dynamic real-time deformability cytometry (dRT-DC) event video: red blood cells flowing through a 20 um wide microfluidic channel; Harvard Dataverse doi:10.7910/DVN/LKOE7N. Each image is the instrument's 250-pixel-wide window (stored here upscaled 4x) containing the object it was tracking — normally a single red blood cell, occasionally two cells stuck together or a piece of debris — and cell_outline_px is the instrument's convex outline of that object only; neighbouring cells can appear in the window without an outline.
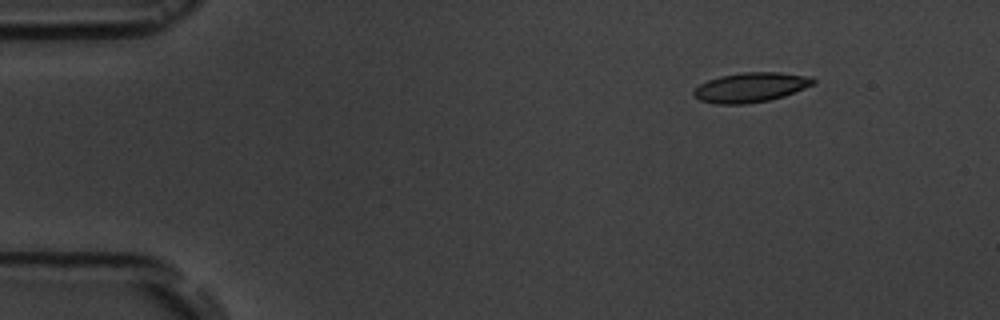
{"species": "common noctule bat (a hibernating species)", "species_latin": "Nyctalus noctula", "temperature_condition": "room temperature", "stored_images_in_passage": 8, "camera_frame_rate_fps": 3000, "um_per_image_px": 0.085, "animal": {"sex": "male", "body_mass_g": 19.5, "forearm_length_mm": 54.6}, "frame": {"image": 1, "passage_image": 1, "time_ms": 0.0, "image_size_px": [1000, 320], "cell_outline_px": [[816, 84], [784, 96], [768, 100], [744, 104], [716, 104], [700, 100], [692, 96], [692, 92], [700, 84], [708, 80], [720, 76], [744, 72], [780, 72], [812, 76], [816, 80]], "centroid_in_image_um": [63.84, 7.42], "position_along_channel_um": 21.2, "area_um2": 20.81}}
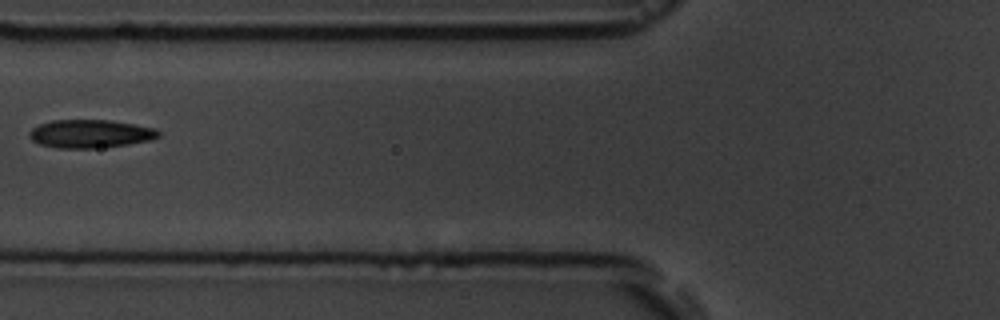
{"frame": {"image": 2, "passage_image": 5, "time_ms": 5.0, "image_size_px": [1000, 320], "cell_outline_px": [[160, 136], [152, 140], [128, 144], [92, 148], [56, 148], [40, 144], [32, 140], [28, 136], [28, 132], [32, 128], [40, 124], [52, 120], [108, 120], [156, 128], [160, 132]], "centroid_in_image_um": [7.66, 11.37], "position_along_channel_um": 118.1, "area_um2": 21.21}}
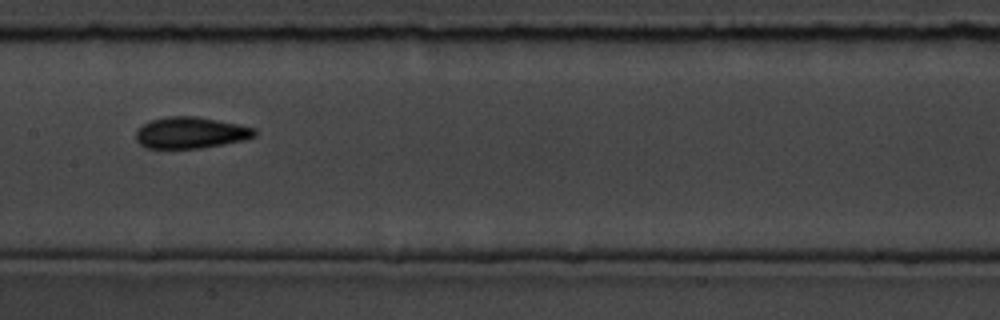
{"frame": {"image": 3, "passage_image": 7, "time_ms": 7.0, "image_size_px": [1000, 320], "cell_outline_px": [[256, 136], [244, 140], [224, 144], [200, 148], [148, 148], [140, 144], [136, 140], [136, 132], [144, 124], [152, 120], [168, 116], [196, 116], [256, 128]], "centroid_in_image_um": [16.22, 11.28], "position_along_channel_um": 191.2, "area_um2": 21.5}}